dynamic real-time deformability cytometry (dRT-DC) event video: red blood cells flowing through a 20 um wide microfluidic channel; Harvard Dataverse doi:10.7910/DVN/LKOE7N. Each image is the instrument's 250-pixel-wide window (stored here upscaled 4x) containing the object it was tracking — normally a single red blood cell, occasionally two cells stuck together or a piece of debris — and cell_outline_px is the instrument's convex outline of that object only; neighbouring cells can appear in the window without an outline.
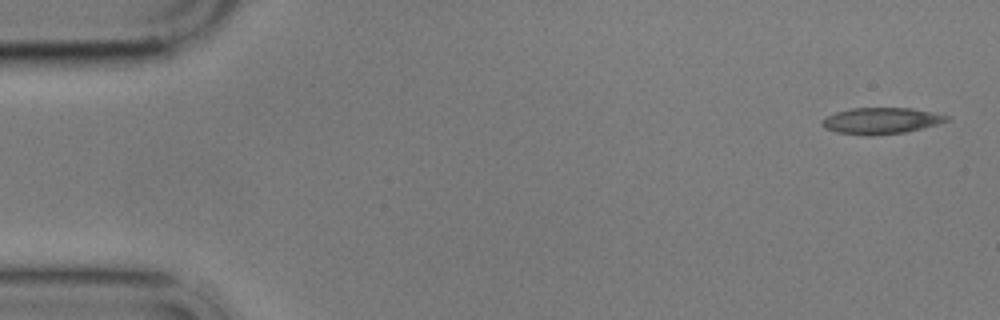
{"species": "common noctule bat (a hibernating species)", "species_latin": "Nyctalus noctula", "temperature_condition": "cold", "stored_images_in_passage": 5, "camera_frame_rate_fps": 3000, "um_per_image_px": 0.085, "animal": {"sex": "male", "body_mass_g": 17.9}, "frame": {"image": 1, "passage_image": 1, "time_ms": 0.0, "image_size_px": [1000, 320], "cell_outline_px": [[952, 120], [904, 132], [836, 132], [824, 128], [820, 124], [828, 116], [836, 112], [852, 108], [912, 108], [936, 112], [948, 116]], "centroid_in_image_um": [74.97, 10.2], "position_along_channel_um": 10.0, "area_um2": 18.03}}
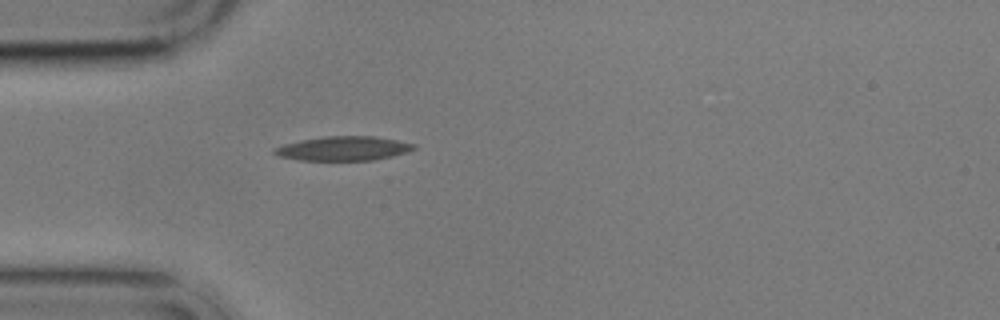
{"frame": {"image": 2, "passage_image": 5, "time_ms": 4.667, "image_size_px": [1000, 320], "cell_outline_px": [[416, 148], [408, 152], [392, 156], [372, 160], [300, 160], [280, 156], [272, 152], [272, 148], [284, 144], [300, 140], [324, 136], [372, 136], [396, 140], [416, 144]], "centroid_in_image_um": [29.18, 12.61], "position_along_channel_um": 55.8, "area_um2": 19.65}}